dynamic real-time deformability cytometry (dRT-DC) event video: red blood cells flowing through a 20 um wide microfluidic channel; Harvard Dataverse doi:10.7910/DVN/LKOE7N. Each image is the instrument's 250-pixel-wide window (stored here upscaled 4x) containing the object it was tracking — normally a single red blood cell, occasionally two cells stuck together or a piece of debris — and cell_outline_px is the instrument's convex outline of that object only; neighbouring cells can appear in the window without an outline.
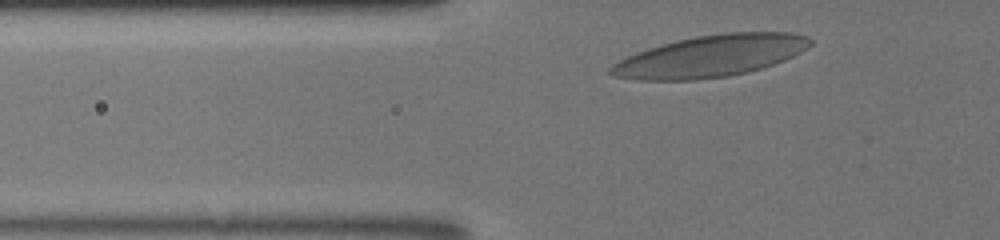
{"species": "human", "species_latin": "Homo sapiens", "temperature_condition": "room temperature", "stored_images_in_passage": 26, "camera_frame_rate_fps": 3000, "um_per_image_px": 0.085, "donor": {"sex": "male"}, "frame": {"image": 1, "passage_image": 3, "time_ms": 0.667, "image_size_px": [1000, 240], "cell_outline_px": [[812, 44], [808, 48], [784, 60], [748, 72], [728, 76], [696, 80], [636, 80], [612, 76], [608, 72], [608, 68], [612, 64], [636, 52], [648, 48], [676, 40], [696, 36], [724, 32], [792, 32], [808, 36], [812, 40]], "centroid_in_image_um": [60.38, 4.76], "position_along_channel_um": 65.4, "area_um2": 48.61}}
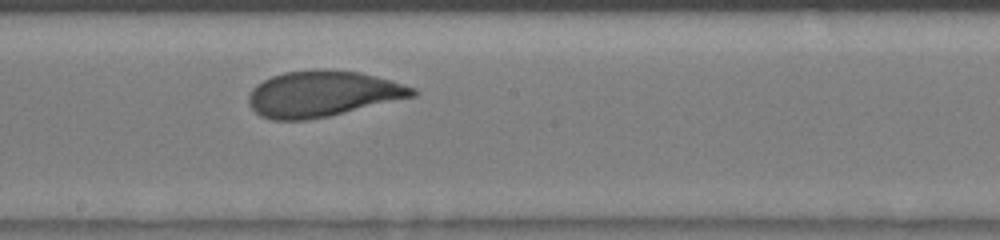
{"frame": {"image": 2, "passage_image": 14, "time_ms": 4.333, "image_size_px": [1000, 240], "cell_outline_px": [[420, 92], [416, 96], [328, 116], [308, 120], [272, 120], [260, 116], [248, 104], [248, 96], [252, 88], [256, 84], [272, 76], [284, 72], [316, 68], [324, 68], [360, 72], [376, 76], [416, 88]], "centroid_in_image_um": [27.41, 7.96], "position_along_channel_um": 220.8, "area_um2": 44.16}}
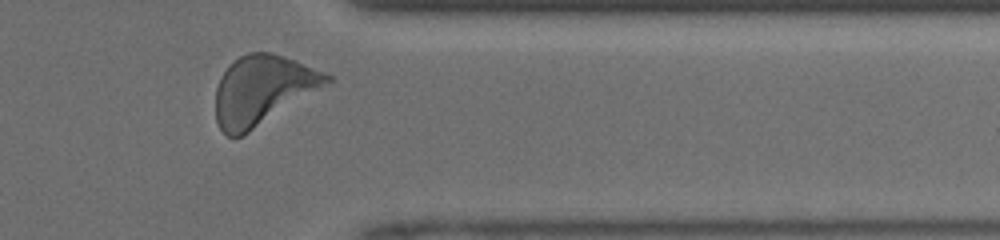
{"frame": {"image": 3, "passage_image": 25, "time_ms": 8.0, "image_size_px": [1000, 240], "cell_outline_px": [[332, 84], [244, 136], [228, 136], [220, 128], [216, 120], [216, 88], [220, 76], [228, 64], [240, 56], [248, 52], [272, 52], [296, 60], [324, 72], [332, 76]], "centroid_in_image_um": [22.37, 7.66], "position_along_channel_um": 389.0, "area_um2": 45.78}}